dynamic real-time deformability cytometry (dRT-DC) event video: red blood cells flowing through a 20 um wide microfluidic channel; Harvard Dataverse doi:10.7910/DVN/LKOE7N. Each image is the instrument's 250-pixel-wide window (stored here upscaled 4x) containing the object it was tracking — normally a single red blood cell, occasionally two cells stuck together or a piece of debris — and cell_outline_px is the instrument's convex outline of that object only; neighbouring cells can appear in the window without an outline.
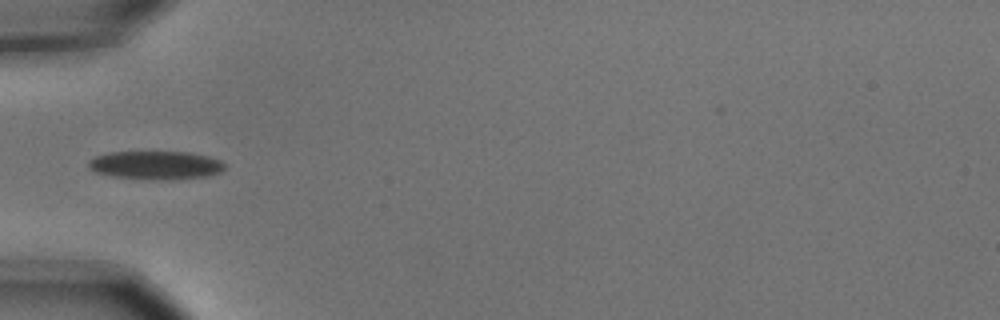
{"species": "common noctule bat (a hibernating species)", "species_latin": "Nyctalus noctula", "temperature_condition": "cold", "stored_images_in_passage": 7, "camera_frame_rate_fps": 3000, "um_per_image_px": 0.085, "animal": {"sex": "male", "body_mass_g": 15.6}, "frame": {"image": 1, "passage_image": 4, "time_ms": 1.0, "image_size_px": [1000, 320], "cell_outline_px": [[224, 168], [220, 172], [204, 176], [164, 180], [152, 180], [112, 176], [96, 172], [88, 168], [88, 160], [96, 156], [112, 152], [192, 152], [208, 156], [220, 160], [224, 164]], "centroid_in_image_um": [13.21, 14.04], "position_along_channel_um": 71.8, "area_um2": 22.48}}
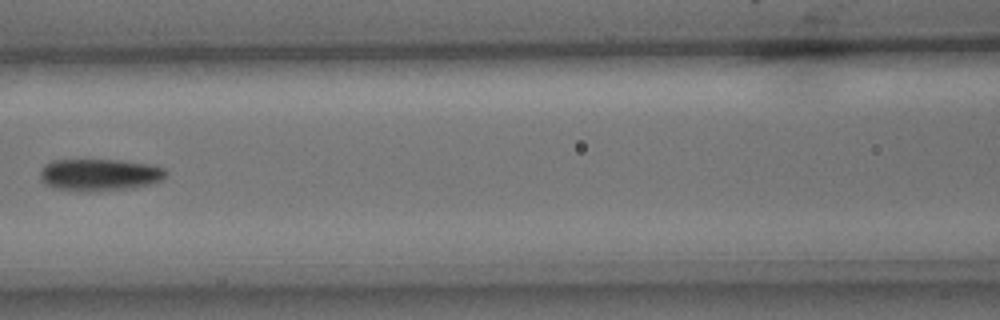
{"frame": {"image": 2, "passage_image": 6, "time_ms": 1.667, "image_size_px": [1000, 320], "cell_outline_px": [[168, 176], [164, 180], [132, 188], [88, 192], [84, 192], [52, 188], [44, 184], [40, 180], [40, 172], [44, 164], [52, 160], [116, 160], [156, 164], [164, 168], [168, 172]], "centroid_in_image_um": [8.48, 14.86], "position_along_channel_um": 158.1, "area_um2": 24.04}}
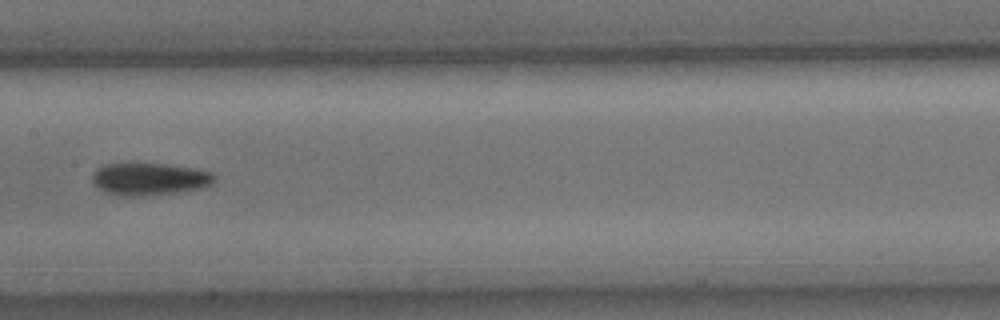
{"frame": {"image": 3, "passage_image": 7, "time_ms": 2.0, "image_size_px": [1000, 320], "cell_outline_px": [[216, 180], [212, 184], [204, 188], [140, 196], [120, 196], [108, 192], [100, 188], [92, 180], [92, 176], [104, 164], [164, 164], [192, 168], [212, 172], [216, 176]], "centroid_in_image_um": [12.77, 15.22], "position_along_channel_um": 194.6, "area_um2": 22.54}}